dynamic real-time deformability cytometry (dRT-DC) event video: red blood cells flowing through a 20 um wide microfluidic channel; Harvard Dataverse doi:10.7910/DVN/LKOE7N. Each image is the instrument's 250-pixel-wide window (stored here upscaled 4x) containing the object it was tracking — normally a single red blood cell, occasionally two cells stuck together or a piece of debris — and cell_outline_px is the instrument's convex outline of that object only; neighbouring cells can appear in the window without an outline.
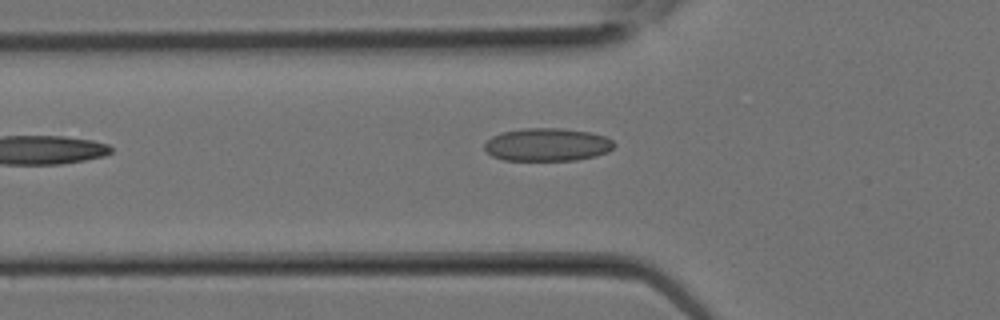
{"species": "Egyptian fruit bat (a non-hibernating species)", "species_latin": "Rousettus aegyptiacus", "temperature_condition": "room temperature", "stored_images_in_passage": 4, "camera_frame_rate_fps": 3000, "um_per_image_px": 0.085, "animal": {"sex": "female"}, "frame": {"image": 1, "passage_image": 4, "time_ms": 1.0, "image_size_px": [1000, 320], "cell_outline_px": [[616, 144], [608, 152], [596, 156], [576, 160], [504, 160], [492, 156], [484, 148], [484, 144], [492, 136], [500, 132], [524, 128], [560, 128], [592, 132], [604, 136], [612, 140]], "centroid_in_image_um": [46.52, 12.29], "position_along_channel_um": 79.3, "area_um2": 25.03}}